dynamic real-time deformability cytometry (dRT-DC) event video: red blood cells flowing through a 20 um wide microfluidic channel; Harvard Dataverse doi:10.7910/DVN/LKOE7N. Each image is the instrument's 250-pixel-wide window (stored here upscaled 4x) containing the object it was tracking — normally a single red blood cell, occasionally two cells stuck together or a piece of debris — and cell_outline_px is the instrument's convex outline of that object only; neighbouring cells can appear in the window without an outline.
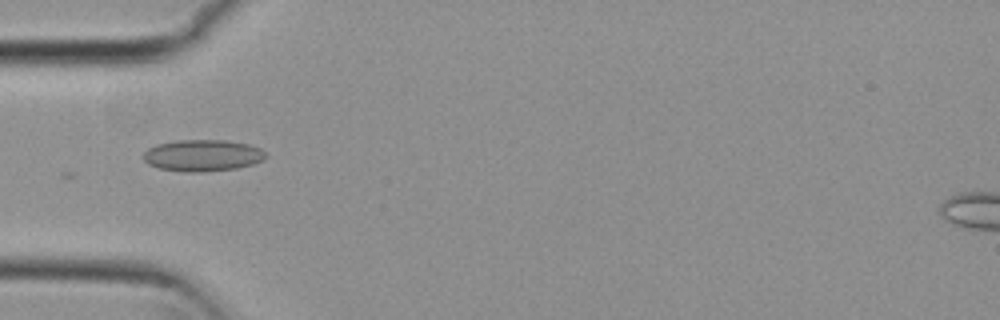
{"species": "common noctule bat (a hibernating species)", "species_latin": "Nyctalus noctula", "temperature_condition": "cold", "stored_images_in_passage": 39, "camera_frame_rate_fps": 3000, "um_per_image_px": 0.085, "animal": {"sex": "female", "body_mass_g": 29.2, "forearm_length_mm": 56.3}, "frame": {"image": 1, "passage_image": 2, "time_ms": 0.333, "image_size_px": [1000, 320], "cell_outline_px": [[268, 156], [264, 160], [252, 164], [236, 168], [200, 172], [184, 172], [160, 168], [148, 164], [144, 160], [144, 152], [148, 148], [156, 144], [176, 140], [228, 140], [248, 144], [260, 148]], "centroid_in_image_um": [17.23, 13.2], "position_along_channel_um": 67.8, "area_um2": 22.6}}
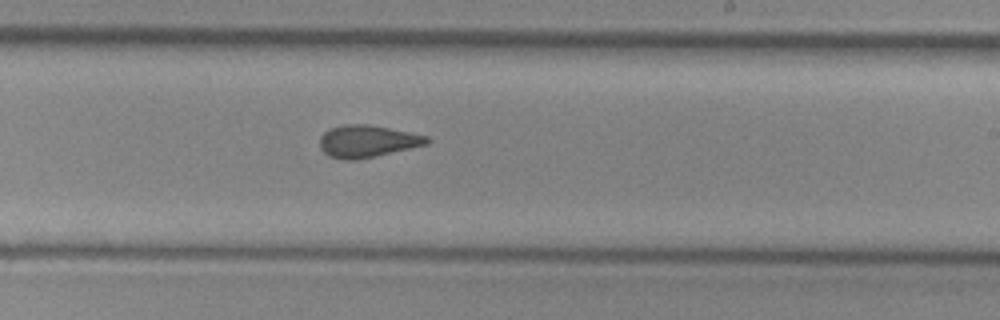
{"frame": {"image": 2, "passage_image": 17, "time_ms": 5.333, "image_size_px": [1000, 320], "cell_outline_px": [[432, 140], [428, 144], [412, 148], [376, 156], [356, 160], [344, 160], [328, 156], [320, 148], [320, 136], [328, 128], [344, 124], [368, 124], [428, 136]], "centroid_in_image_um": [31.21, 12.01], "position_along_channel_um": 257.8, "area_um2": 20.23}}
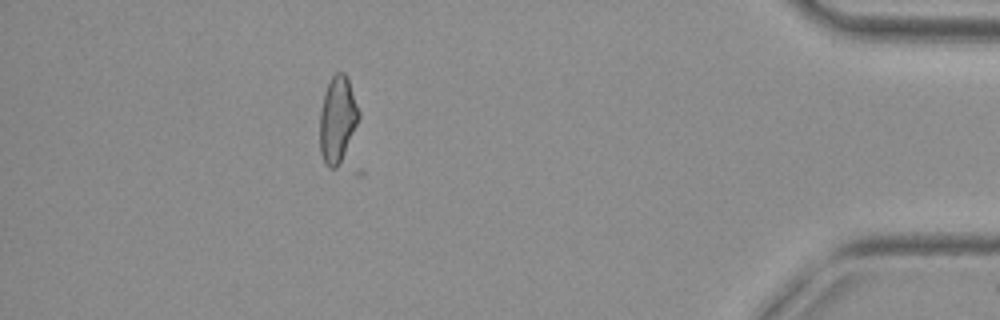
{"frame": {"image": 3, "passage_image": 33, "time_ms": 10.667, "image_size_px": [1000, 320], "cell_outline_px": [[360, 116], [340, 164], [336, 168], [328, 168], [324, 164], [320, 152], [320, 112], [324, 92], [332, 76], [336, 72], [344, 72], [348, 80], [360, 112]], "centroid_in_image_um": [28.67, 10.18], "position_along_channel_um": 406.5, "area_um2": 19.48}, "authors_computed_cell_mechanics": {"area_um2": 19.941, "velocity_mm_per_s": 3.7976, "shape_relaxation_time_tau1_ms": null, "shape_relaxation_time_tau2_ms": 1.7263, "deformation_change_tau1": null, "deformation_change_tau2": 0.081}}